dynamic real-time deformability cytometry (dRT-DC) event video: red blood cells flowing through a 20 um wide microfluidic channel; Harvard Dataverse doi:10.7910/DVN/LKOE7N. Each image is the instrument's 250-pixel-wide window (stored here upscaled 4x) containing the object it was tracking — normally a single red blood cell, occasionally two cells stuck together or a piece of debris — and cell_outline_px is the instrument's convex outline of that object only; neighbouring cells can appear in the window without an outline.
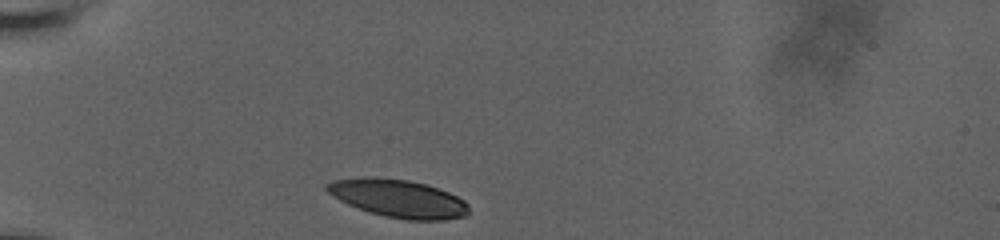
{"species": "human", "species_latin": "Homo sapiens", "temperature_condition": "room temperature", "stored_images_in_passage": 32, "camera_frame_rate_fps": 3000, "um_per_image_px": 0.085, "donor": {"sex": "male"}, "frame": {"image": 1, "passage_image": 1, "time_ms": 0.0, "image_size_px": [1000, 240], "cell_outline_px": [[468, 216], [444, 220], [408, 220], [384, 216], [368, 212], [348, 204], [332, 196], [324, 188], [324, 184], [332, 180], [372, 176], [408, 180], [428, 184], [448, 192], [464, 200], [468, 204]], "centroid_in_image_um": [33.84, 16.86], "position_along_channel_um": 51.2, "area_um2": 31.62}}
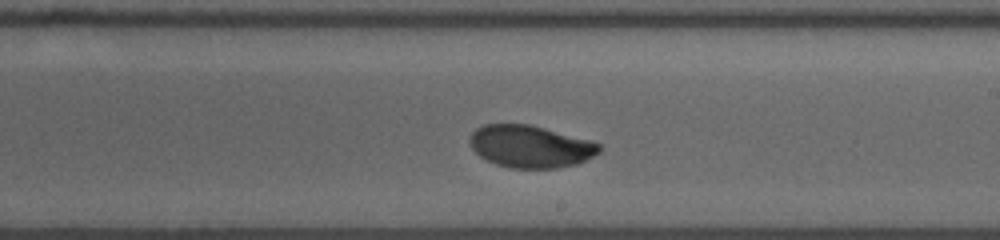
{"frame": {"image": 2, "passage_image": 19, "time_ms": 6.0, "image_size_px": [1000, 240], "cell_outline_px": [[600, 152], [576, 164], [556, 168], [508, 168], [496, 164], [480, 156], [472, 148], [468, 140], [468, 136], [476, 128], [484, 124], [528, 124], [592, 140], [600, 144]], "centroid_in_image_um": [45.06, 12.44], "position_along_channel_um": 243.9, "area_um2": 31.91}}
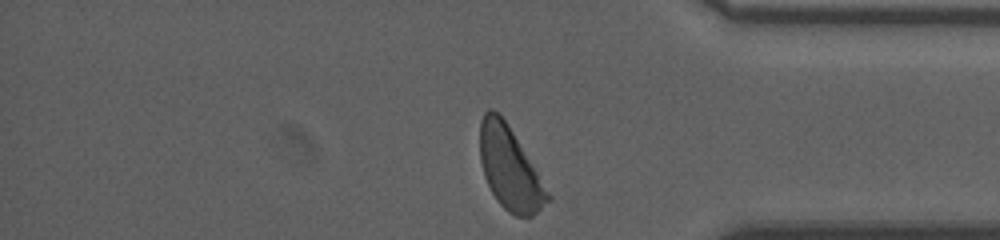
{"frame": {"image": 3, "passage_image": 32, "time_ms": 10.333, "image_size_px": [1000, 240], "cell_outline_px": [[552, 200], [532, 216], [516, 216], [508, 212], [500, 204], [492, 192], [484, 176], [480, 160], [480, 120], [484, 112], [488, 108], [492, 108], [504, 120], [512, 132], [552, 196]], "centroid_in_image_um": [43.33, 14.34], "position_along_channel_um": 391.9, "area_um2": 32.14}, "authors_computed_cell_mechanics": {"area_um2": 32.5703, "velocity_mm_per_s": 3.6855, "shape_relaxation_time_tau1_ms": 4.7411, "shape_relaxation_time_tau2_ms": 1.1858, "deformation_change_tau1": 0.1843, "deformation_change_tau2": 0.0451}}